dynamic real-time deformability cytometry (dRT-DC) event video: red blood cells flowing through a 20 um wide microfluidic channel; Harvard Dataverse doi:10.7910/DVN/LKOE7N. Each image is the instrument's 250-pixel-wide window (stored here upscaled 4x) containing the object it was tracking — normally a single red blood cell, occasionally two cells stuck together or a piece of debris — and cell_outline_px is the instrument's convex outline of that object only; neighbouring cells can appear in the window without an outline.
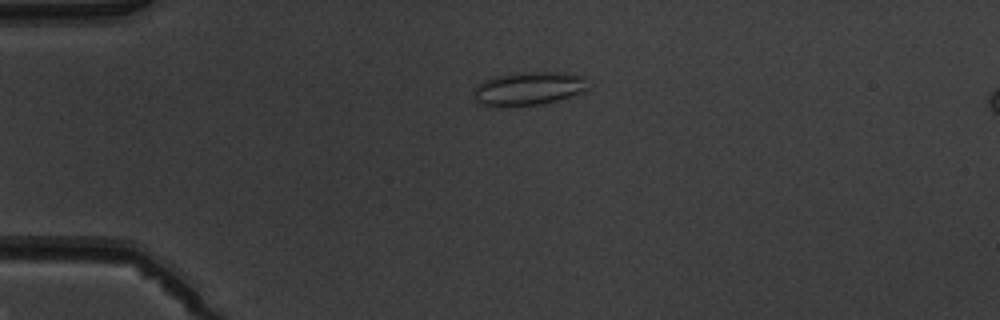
{"species": "common noctule bat (a hibernating species)", "species_latin": "Nyctalus noctula", "temperature_condition": "warm", "stored_images_in_passage": 5, "camera_frame_rate_fps": 3000, "um_per_image_px": 0.085, "animal": {"sex": "male", "body_mass_g": 19.5, "forearm_length_mm": 54.6}, "frame": {"image": 1, "passage_image": 3, "time_ms": 3.333, "image_size_px": [1000, 320], "cell_outline_px": [[588, 88], [584, 92], [556, 100], [540, 104], [496, 108], [480, 104], [476, 100], [472, 92], [472, 88], [476, 84], [492, 76], [512, 72], [560, 72], [584, 76]], "centroid_in_image_um": [44.83, 7.53], "position_along_channel_um": 40.2, "area_um2": 22.89}}
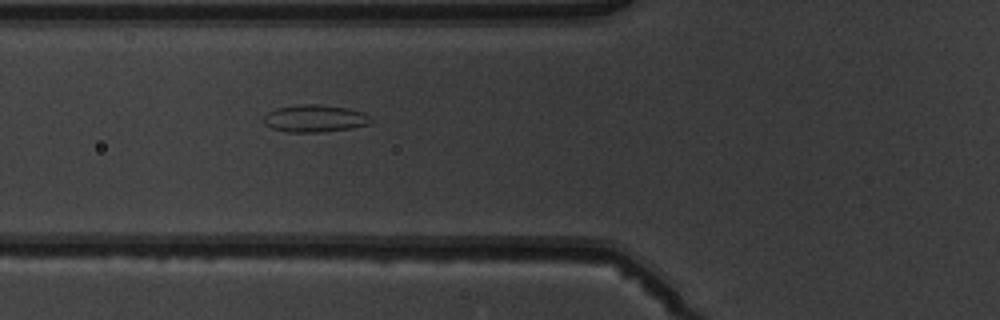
{"frame": {"image": 2, "passage_image": 5, "time_ms": 5.667, "image_size_px": [1000, 320], "cell_outline_px": [[372, 120], [368, 124], [352, 128], [320, 132], [288, 132], [272, 128], [264, 124], [264, 116], [268, 112], [276, 108], [300, 104], [316, 104], [348, 108], [364, 112], [372, 116]], "centroid_in_image_um": [26.78, 10.06], "position_along_channel_um": 99.0, "area_um2": 17.11}}